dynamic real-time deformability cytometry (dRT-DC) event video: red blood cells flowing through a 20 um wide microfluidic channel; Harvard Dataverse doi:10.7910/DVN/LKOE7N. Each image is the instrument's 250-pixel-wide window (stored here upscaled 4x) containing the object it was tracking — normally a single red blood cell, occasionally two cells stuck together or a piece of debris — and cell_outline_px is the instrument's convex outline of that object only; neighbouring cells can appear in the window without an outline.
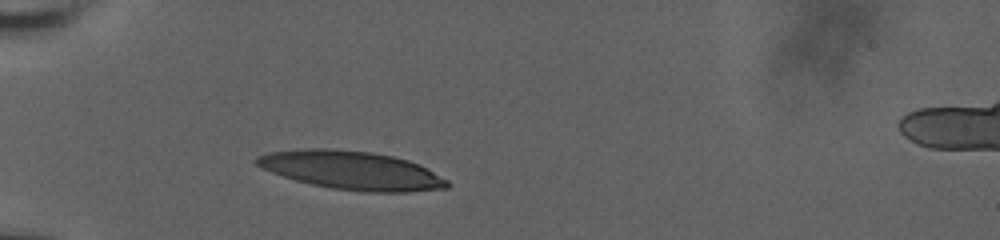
{"species": "human", "species_latin": "Homo sapiens", "temperature_condition": "room temperature", "stored_images_in_passage": 15, "camera_frame_rate_fps": 3000, "um_per_image_px": 0.085, "donor": {"sex": "male"}, "frame": {"image": 1, "passage_image": 1, "time_ms": 0.0, "image_size_px": [1000, 240], "cell_outline_px": [[448, 188], [408, 192], [364, 192], [332, 188], [312, 184], [296, 180], [272, 172], [256, 164], [256, 156], [264, 152], [304, 148], [332, 148], [372, 152], [392, 156], [408, 160], [420, 164], [448, 180]], "centroid_in_image_um": [29.89, 14.47], "position_along_channel_um": 55.1, "area_um2": 42.83}}
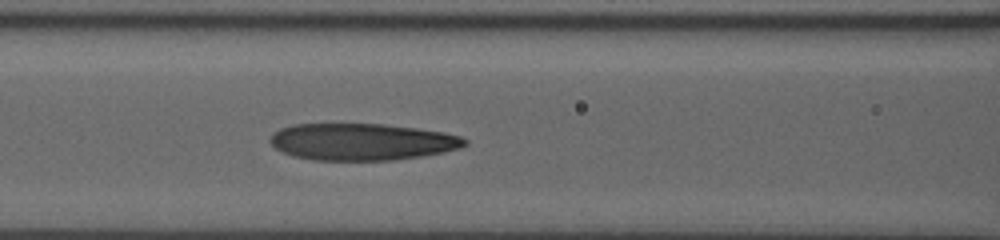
{"frame": {"image": 2, "passage_image": 8, "time_ms": 2.667, "image_size_px": [1000, 240], "cell_outline_px": [[468, 144], [460, 148], [444, 152], [420, 156], [392, 160], [312, 160], [292, 156], [276, 148], [268, 140], [272, 132], [280, 128], [292, 124], [384, 124], [416, 128], [444, 132], [460, 136], [468, 140]], "centroid_in_image_um": [30.75, 12.05], "position_along_channel_um": 135.9, "area_um2": 41.96}}
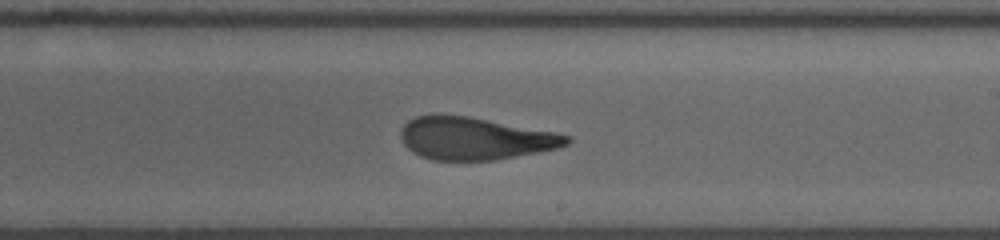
{"frame": {"image": 3, "passage_image": 15, "time_ms": 5.667, "image_size_px": [1000, 240], "cell_outline_px": [[572, 140], [568, 144], [560, 148], [496, 160], [432, 160], [420, 156], [412, 152], [404, 144], [400, 136], [400, 128], [408, 120], [416, 116], [468, 116], [556, 132], [572, 136]], "centroid_in_image_um": [40.4, 11.78], "position_along_channel_um": 248.6, "area_um2": 41.04}}